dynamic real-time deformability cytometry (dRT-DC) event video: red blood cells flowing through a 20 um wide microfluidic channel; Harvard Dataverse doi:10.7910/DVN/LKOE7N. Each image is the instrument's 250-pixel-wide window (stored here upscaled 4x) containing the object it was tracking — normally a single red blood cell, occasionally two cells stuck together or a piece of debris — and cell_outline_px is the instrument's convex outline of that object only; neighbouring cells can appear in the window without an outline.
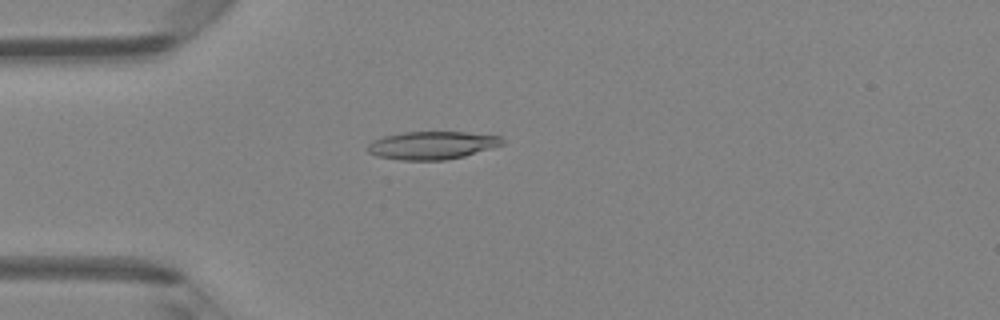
{"species": "Egyptian fruit bat (a non-hibernating species)", "species_latin": "Rousettus aegyptiacus", "temperature_condition": "room temperature", "stored_images_in_passage": 47, "camera_frame_rate_fps": 3000, "um_per_image_px": 0.085, "animal": {"sex": "female"}, "frame": {"image": 1, "passage_image": 13, "time_ms": 4.0, "image_size_px": [1000, 320], "cell_outline_px": [[504, 144], [492, 148], [464, 156], [444, 160], [400, 160], [376, 156], [368, 152], [368, 144], [372, 140], [384, 136], [404, 132], [468, 132], [500, 136], [504, 140]], "centroid_in_image_um": [36.73, 12.35], "position_along_channel_um": 48.3, "area_um2": 21.96}}
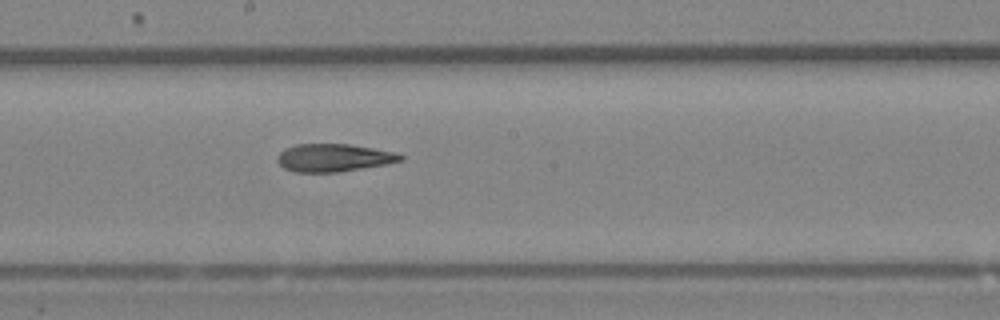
{"frame": {"image": 2, "passage_image": 26, "time_ms": 8.333, "image_size_px": [1000, 320], "cell_outline_px": [[404, 160], [384, 164], [340, 172], [296, 172], [284, 168], [276, 160], [276, 156], [280, 152], [296, 144], [348, 144], [372, 148], [392, 152], [404, 156]], "centroid_in_image_um": [28.33, 13.41], "position_along_channel_um": 219.9, "area_um2": 19.71}}
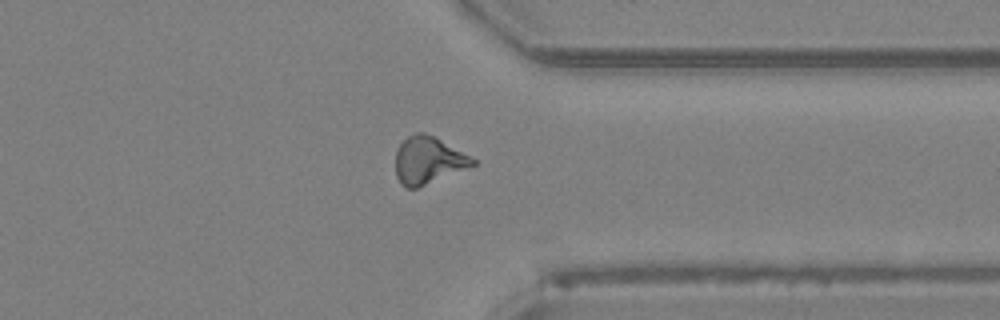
{"frame": {"image": 3, "passage_image": 37, "time_ms": 12.0, "image_size_px": [1000, 320], "cell_outline_px": [[476, 164], [416, 188], [404, 188], [400, 184], [396, 176], [396, 152], [400, 144], [408, 136], [416, 132], [424, 132], [440, 140], [476, 160]], "centroid_in_image_um": [36.34, 13.63], "position_along_channel_um": 375.1, "area_um2": 20.69}, "authors_computed_cell_mechanics": {"area_um2": 20.9814, "velocity_mm_per_s": 4.2872, "shape_relaxation_time_tau1_ms": null, "shape_relaxation_time_tau2_ms": 6.5117, "deformation_change_tau1": null, "deformation_change_tau2": 0.1969}}